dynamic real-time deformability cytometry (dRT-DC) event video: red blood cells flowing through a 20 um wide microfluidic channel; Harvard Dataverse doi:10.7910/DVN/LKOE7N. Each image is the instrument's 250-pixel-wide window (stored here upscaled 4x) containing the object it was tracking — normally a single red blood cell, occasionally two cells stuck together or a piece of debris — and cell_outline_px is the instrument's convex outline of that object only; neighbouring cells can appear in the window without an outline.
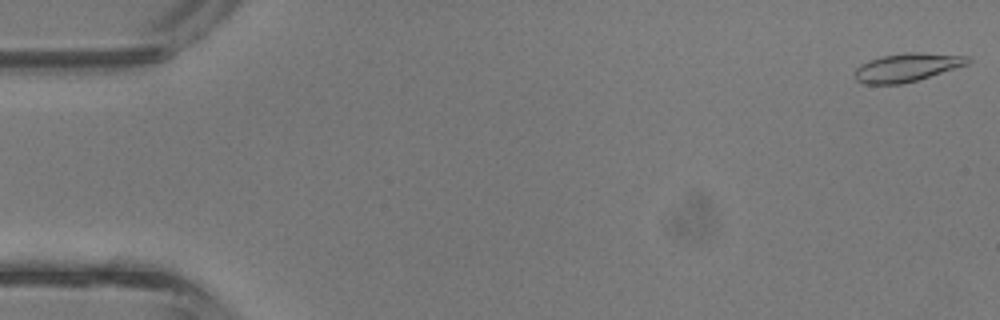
{"species": "common noctule bat (a hibernating species)", "species_latin": "Nyctalus noctula", "temperature_condition": "room temperature", "stored_images_in_passage": 4, "camera_frame_rate_fps": 3000, "um_per_image_px": 0.085, "animal": {"sex": "male", "body_mass_g": 13.3}, "frame": {"image": 1, "passage_image": 1, "time_ms": 0.0, "image_size_px": [1000, 320], "cell_outline_px": [[972, 60], [968, 64], [916, 80], [900, 84], [864, 84], [856, 80], [856, 68], [860, 64], [868, 60], [880, 56], [904, 52], [920, 52], [972, 56]], "centroid_in_image_um": [77.1, 5.7], "position_along_channel_um": 7.9, "area_um2": 18.73}}
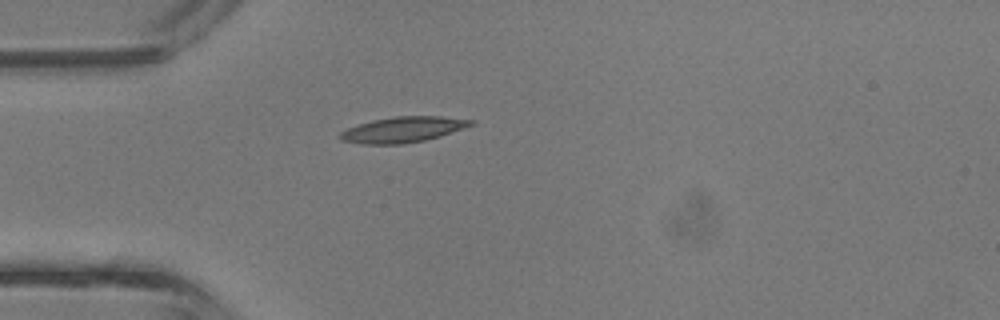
{"frame": {"image": 2, "passage_image": 4, "time_ms": 1.0, "image_size_px": [1000, 320], "cell_outline_px": [[476, 124], [440, 136], [424, 140], [404, 144], [360, 144], [340, 140], [340, 132], [348, 128], [372, 120], [396, 116], [440, 116], [476, 120]], "centroid_in_image_um": [34.28, 11.01], "position_along_channel_um": 50.7, "area_um2": 19.54}}